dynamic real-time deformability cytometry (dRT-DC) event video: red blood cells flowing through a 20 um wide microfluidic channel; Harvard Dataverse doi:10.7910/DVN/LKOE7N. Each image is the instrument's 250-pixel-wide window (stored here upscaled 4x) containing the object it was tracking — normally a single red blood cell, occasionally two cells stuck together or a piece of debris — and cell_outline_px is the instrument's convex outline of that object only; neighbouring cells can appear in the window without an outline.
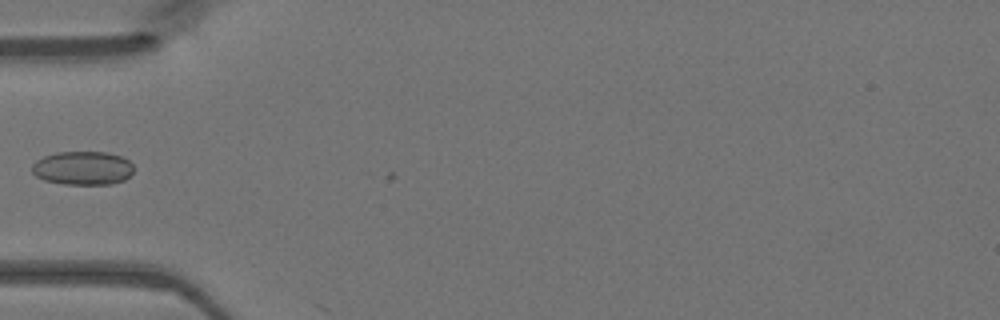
{"species": "Egyptian fruit bat (a non-hibernating species)", "species_latin": "Rousettus aegyptiacus", "temperature_condition": "warm", "stored_images_in_passage": 4, "camera_frame_rate_fps": 3000, "um_per_image_px": 0.085, "animal": {"sex": "female"}, "frame": {"image": 1, "passage_image": 2, "time_ms": 0.333, "image_size_px": [1000, 320], "cell_outline_px": [[136, 168], [124, 180], [112, 184], [64, 184], [44, 180], [36, 176], [32, 172], [32, 164], [36, 160], [44, 156], [56, 152], [104, 152], [120, 156], [128, 160]], "centroid_in_image_um": [7.03, 14.29], "position_along_channel_um": 78.0, "area_um2": 20.0}}